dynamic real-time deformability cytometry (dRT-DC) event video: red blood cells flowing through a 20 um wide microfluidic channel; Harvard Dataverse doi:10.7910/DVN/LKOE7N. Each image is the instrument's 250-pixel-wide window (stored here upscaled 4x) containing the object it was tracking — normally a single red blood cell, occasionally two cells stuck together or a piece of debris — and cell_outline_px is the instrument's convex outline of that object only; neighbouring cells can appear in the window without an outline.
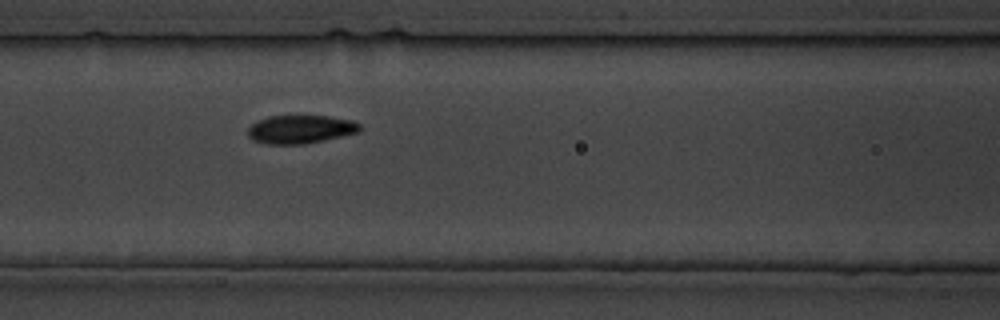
{"species": "common noctule bat (a hibernating species)", "species_latin": "Nyctalus noctula", "temperature_condition": "cold", "stored_images_in_passage": 13, "camera_frame_rate_fps": 3000, "um_per_image_px": 0.085, "animal": {"sex": "male", "body_mass_g": 19.5, "forearm_length_mm": 54.6}, "frame": {"image": 1, "passage_image": 6, "time_ms": 6.667, "image_size_px": [1000, 320], "cell_outline_px": [[360, 132], [324, 140], [304, 144], [264, 144], [252, 140], [248, 136], [248, 128], [252, 124], [268, 116], [328, 116], [352, 120], [360, 124]], "centroid_in_image_um": [25.54, 11.0], "position_along_channel_um": 141.1, "area_um2": 18.5}}
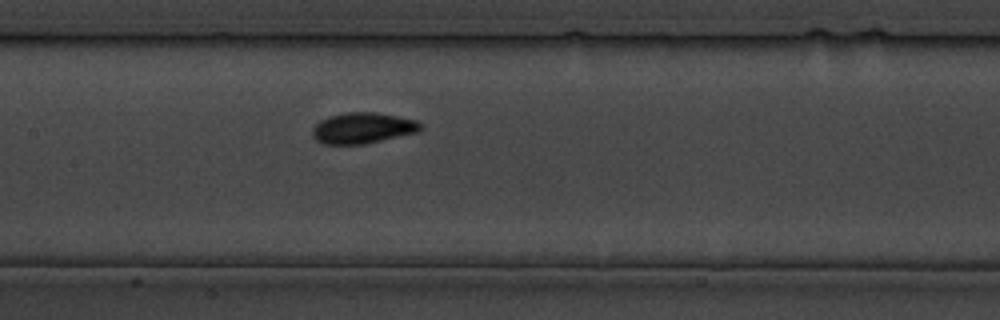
{"frame": {"image": 2, "passage_image": 8, "time_ms": 9.0, "image_size_px": [1000, 320], "cell_outline_px": [[424, 128], [420, 132], [364, 144], [324, 144], [316, 140], [312, 136], [312, 128], [320, 120], [328, 116], [348, 112], [372, 112], [396, 116], [416, 120]], "centroid_in_image_um": [30.83, 10.89], "position_along_channel_um": 176.6, "area_um2": 19.54}}
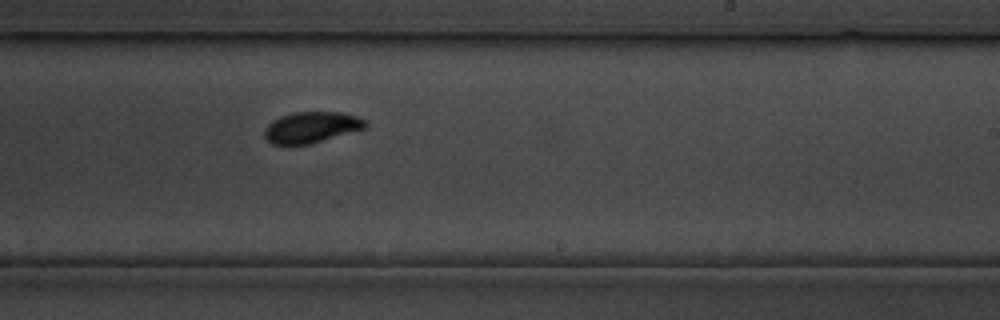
{"frame": {"image": 3, "passage_image": 13, "time_ms": 14.667, "image_size_px": [1000, 320], "cell_outline_px": [[368, 128], [308, 144], [272, 144], [264, 140], [264, 128], [272, 120], [280, 116], [292, 112], [340, 112], [356, 116], [368, 120]], "centroid_in_image_um": [26.47, 10.81], "position_along_channel_um": 262.5, "area_um2": 18.5}}